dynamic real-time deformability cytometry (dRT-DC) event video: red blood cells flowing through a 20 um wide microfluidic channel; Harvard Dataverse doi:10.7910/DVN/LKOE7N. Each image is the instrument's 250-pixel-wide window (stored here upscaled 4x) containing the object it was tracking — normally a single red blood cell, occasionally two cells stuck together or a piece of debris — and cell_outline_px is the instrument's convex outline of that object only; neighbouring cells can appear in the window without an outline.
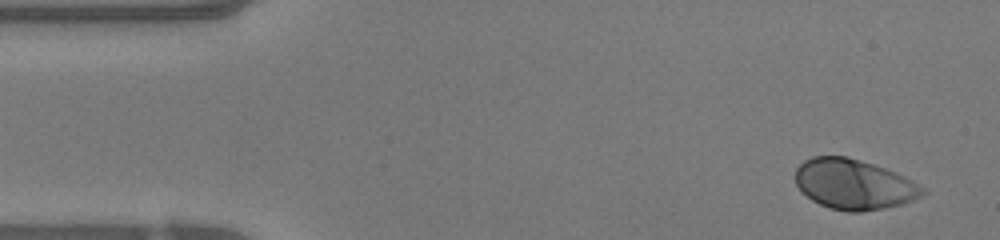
{"species": "human", "species_latin": "Homo sapiens", "temperature_condition": "warm", "stored_images_in_passage": 46, "camera_frame_rate_fps": 3000, "um_per_image_px": 0.085, "donor": {"sex": "female"}, "frame": {"image": 1, "passage_image": 1, "time_ms": 0.0, "image_size_px": [1000, 240], "cell_outline_px": [[928, 192], [912, 200], [900, 204], [884, 208], [860, 212], [848, 212], [832, 208], [820, 204], [812, 200], [800, 192], [796, 184], [796, 168], [804, 160], [812, 156], [848, 156], [896, 172], [928, 188]], "centroid_in_image_um": [72.59, 15.66], "position_along_channel_um": 12.4, "area_um2": 37.34}}
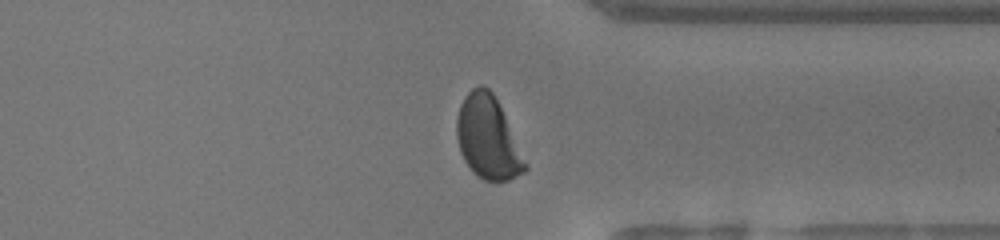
{"frame": {"image": 2, "passage_image": 34, "time_ms": 11.0, "image_size_px": [1000, 240], "cell_outline_px": [[528, 168], [524, 172], [508, 180], [484, 180], [476, 176], [472, 172], [464, 160], [460, 152], [456, 136], [456, 120], [460, 104], [464, 96], [472, 88], [480, 84], [484, 84], [492, 92], [528, 164]], "centroid_in_image_um": [41.44, 11.71], "position_along_channel_um": 370.0, "area_um2": 32.83}}
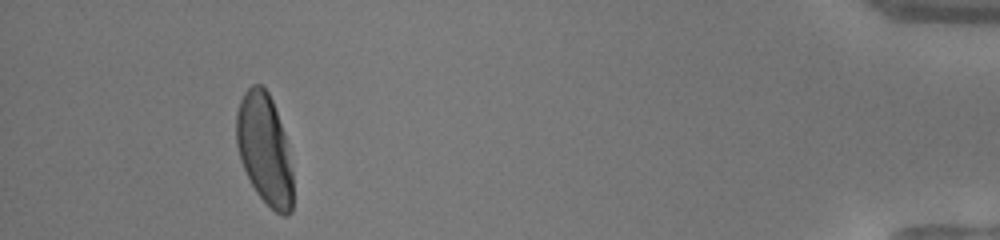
{"frame": {"image": 3, "passage_image": 42, "time_ms": 13.667, "image_size_px": [1000, 240], "cell_outline_px": [[292, 212], [288, 216], [284, 216], [276, 212], [256, 192], [240, 160], [236, 144], [236, 112], [240, 100], [244, 92], [252, 84], [260, 84], [268, 92], [272, 100], [284, 136], [292, 172]], "centroid_in_image_um": [22.46, 12.68], "position_along_channel_um": 412.7, "area_um2": 35.95}, "authors_computed_cell_mechanics": {"area_um2": 36.4429, "velocity_mm_per_s": 4.222, "shape_relaxation_time_tau1_ms": 2.4504, "shape_relaxation_time_tau2_ms": null, "deformation_change_tau1": 0.1744, "deformation_change_tau2": null}}